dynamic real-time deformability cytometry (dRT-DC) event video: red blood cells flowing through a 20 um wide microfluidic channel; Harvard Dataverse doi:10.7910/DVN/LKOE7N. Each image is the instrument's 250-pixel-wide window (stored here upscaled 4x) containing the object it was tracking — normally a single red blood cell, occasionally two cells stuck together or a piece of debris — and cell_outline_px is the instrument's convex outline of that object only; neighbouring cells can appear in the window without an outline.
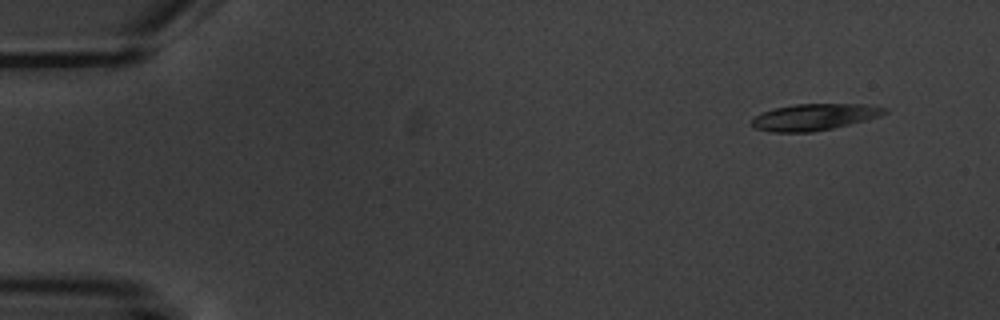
{"species": "common noctule bat (a hibernating species)", "species_latin": "Nyctalus noctula", "temperature_condition": "warm", "stored_images_in_passage": 6, "camera_frame_rate_fps": 3000, "um_per_image_px": 0.085, "animal": {"sex": "male", "body_mass_g": 20.1, "forearm_length_mm": 53.5}, "frame": {"image": 1, "passage_image": 1, "time_ms": 0.0, "image_size_px": [1000, 320], "cell_outline_px": [[888, 112], [880, 116], [832, 128], [812, 132], [772, 132], [752, 128], [748, 124], [756, 116], [764, 112], [776, 108], [796, 104], [872, 104], [888, 108]], "centroid_in_image_um": [69.22, 9.94], "position_along_channel_um": 15.8, "area_um2": 20.52}}
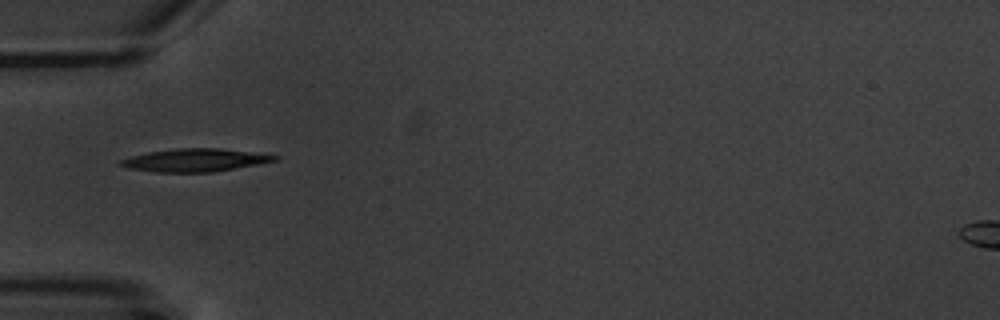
{"frame": {"image": 2, "passage_image": 5, "time_ms": 4.667, "image_size_px": [1000, 320], "cell_outline_px": [[280, 156], [276, 160], [260, 164], [212, 172], [156, 172], [128, 168], [116, 164], [120, 160], [132, 156], [148, 152], [176, 148], [220, 148]], "centroid_in_image_um": [16.55, 13.61], "position_along_channel_um": 68.5, "area_um2": 20.46}}